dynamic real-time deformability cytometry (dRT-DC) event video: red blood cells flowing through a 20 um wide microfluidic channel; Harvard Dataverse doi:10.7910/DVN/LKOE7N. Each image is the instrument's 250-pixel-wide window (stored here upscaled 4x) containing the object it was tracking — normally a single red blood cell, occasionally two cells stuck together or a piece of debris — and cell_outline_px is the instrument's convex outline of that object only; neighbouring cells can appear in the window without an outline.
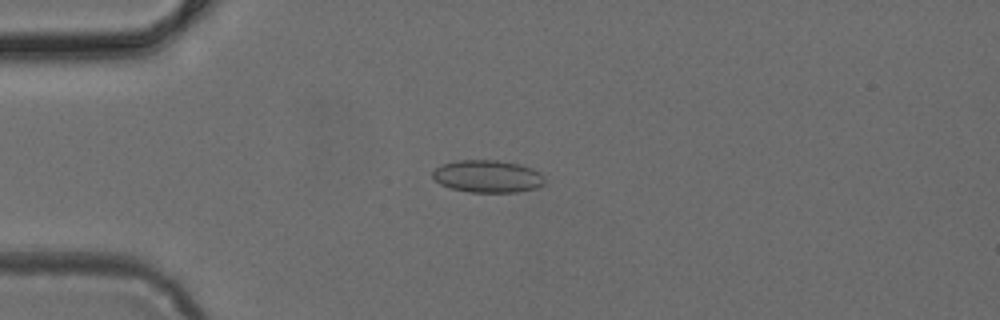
{"species": "common noctule bat (a hibernating species)", "species_latin": "Nyctalus noctula", "temperature_condition": "cold", "stored_images_in_passage": 19, "camera_frame_rate_fps": 3000, "um_per_image_px": 0.085, "animal": {"sex": "female", "body_mass_g": 24.6, "forearm_length_mm": 56.2}, "frame": {"image": 1, "passage_image": 4, "time_ms": 1.0, "image_size_px": [1000, 320], "cell_outline_px": [[544, 184], [536, 188], [516, 192], [468, 192], [452, 188], [440, 184], [432, 176], [432, 172], [440, 164], [456, 160], [496, 160], [520, 164], [532, 168], [540, 172], [544, 176]], "centroid_in_image_um": [41.45, 14.98], "position_along_channel_um": 43.6, "area_um2": 21.27}}
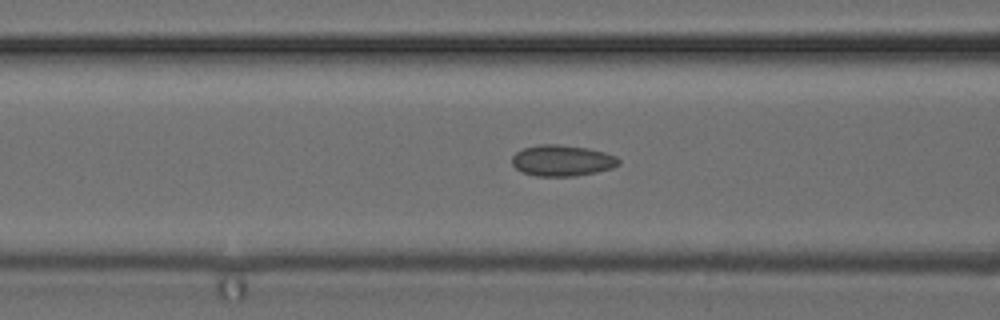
{"frame": {"image": 2, "passage_image": 11, "time_ms": 3.333, "image_size_px": [1000, 320], "cell_outline_px": [[620, 164], [612, 168], [596, 172], [576, 176], [536, 176], [520, 172], [512, 164], [512, 156], [516, 152], [524, 148], [540, 144], [556, 144], [588, 148], [604, 152], [616, 156], [620, 160]], "centroid_in_image_um": [47.78, 13.65], "position_along_channel_um": 118.8, "area_um2": 19.42}}
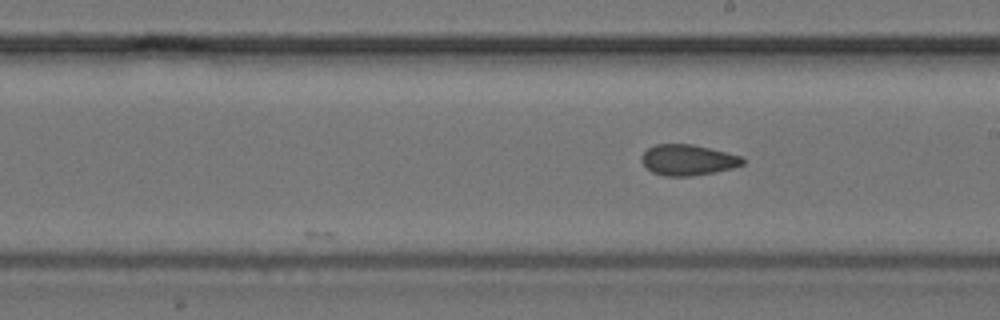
{"frame": {"image": 3, "passage_image": 19, "time_ms": 6.0, "image_size_px": [1000, 320], "cell_outline_px": [[744, 164], [732, 168], [716, 172], [692, 176], [664, 176], [652, 172], [640, 160], [644, 152], [648, 148], [656, 144], [692, 144], [740, 156], [744, 160]], "centroid_in_image_um": [58.45, 13.6], "position_along_channel_um": 230.5, "area_um2": 17.98}}